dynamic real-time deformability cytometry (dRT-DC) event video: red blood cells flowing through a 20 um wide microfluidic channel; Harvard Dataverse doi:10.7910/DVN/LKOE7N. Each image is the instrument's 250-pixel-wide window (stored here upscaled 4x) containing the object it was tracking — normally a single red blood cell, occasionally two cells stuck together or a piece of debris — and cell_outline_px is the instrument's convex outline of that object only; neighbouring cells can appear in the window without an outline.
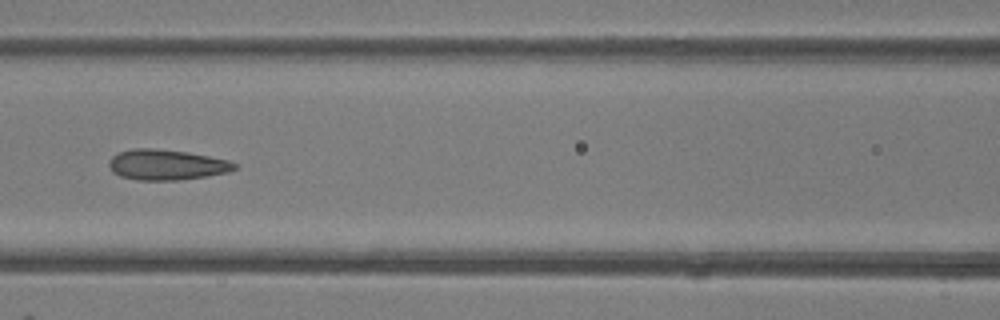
{"species": "common noctule bat (a hibernating species)", "species_latin": "Nyctalus noctula", "temperature_condition": "room temperature", "stored_images_in_passage": 29, "camera_frame_rate_fps": 3000, "um_per_image_px": 0.085, "animal": {"sex": "female"}, "frame": {"image": 1, "passage_image": 21, "time_ms": 6.667, "image_size_px": [1000, 320], "cell_outline_px": [[236, 168], [228, 172], [208, 176], [180, 180], [136, 180], [120, 176], [112, 172], [108, 164], [108, 160], [112, 156], [120, 152], [136, 148], [152, 148], [188, 152], [228, 160], [236, 164]], "centroid_in_image_um": [14.13, 14.01], "position_along_channel_um": 152.5, "area_um2": 22.31}}